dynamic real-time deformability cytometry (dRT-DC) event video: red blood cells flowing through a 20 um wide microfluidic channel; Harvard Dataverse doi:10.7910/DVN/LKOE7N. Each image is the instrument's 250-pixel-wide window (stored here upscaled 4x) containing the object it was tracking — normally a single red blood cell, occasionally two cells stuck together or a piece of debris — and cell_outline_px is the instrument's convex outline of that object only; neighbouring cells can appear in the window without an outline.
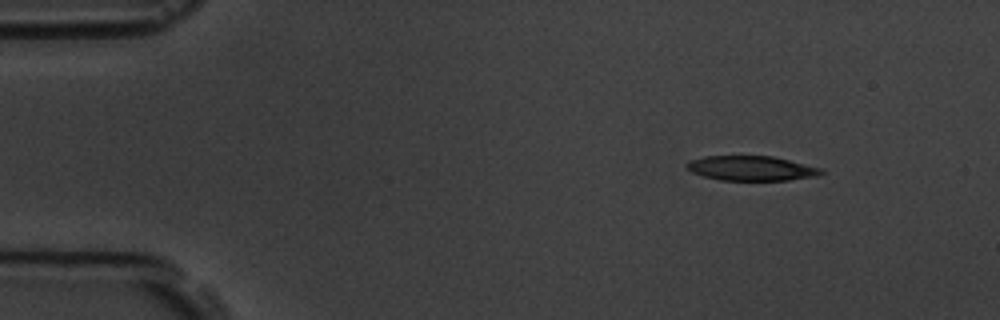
{"species": "common noctule bat (a hibernating species)", "species_latin": "Nyctalus noctula", "temperature_condition": "room temperature", "stored_images_in_passage": 5, "camera_frame_rate_fps": 3000, "um_per_image_px": 0.085, "animal": {"sex": "male", "body_mass_g": 19.5, "forearm_length_mm": 54.6}, "frame": {"image": 1, "passage_image": 1, "time_ms": 0.0, "image_size_px": [1000, 320], "cell_outline_px": [[824, 172], [820, 176], [788, 180], [720, 180], [704, 176], [692, 172], [684, 164], [692, 160], [704, 156], [772, 156], [820, 168]], "centroid_in_image_um": [63.87, 14.31], "position_along_channel_um": 21.1, "area_um2": 19.19}}
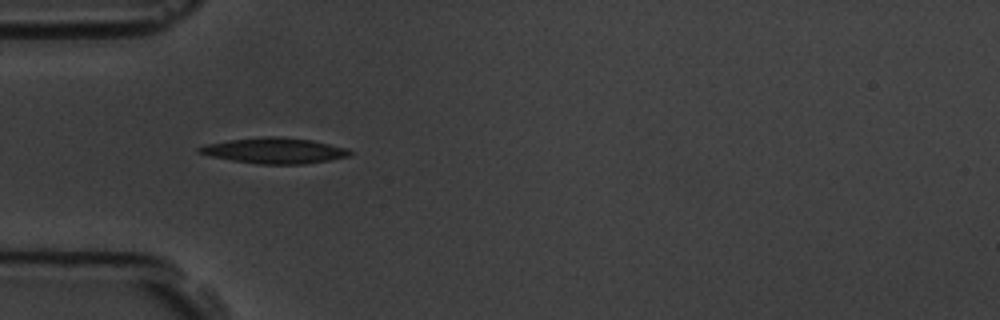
{"frame": {"image": 2, "passage_image": 4, "time_ms": 3.333, "image_size_px": [1000, 320], "cell_outline_px": [[352, 152], [348, 156], [328, 160], [304, 164], [256, 164], [232, 160], [212, 156], [196, 152], [196, 148], [204, 144], [228, 140], [268, 136], [276, 136], [312, 140], [348, 148]], "centroid_in_image_um": [23.3, 12.8], "position_along_channel_um": 61.7, "area_um2": 22.48}}
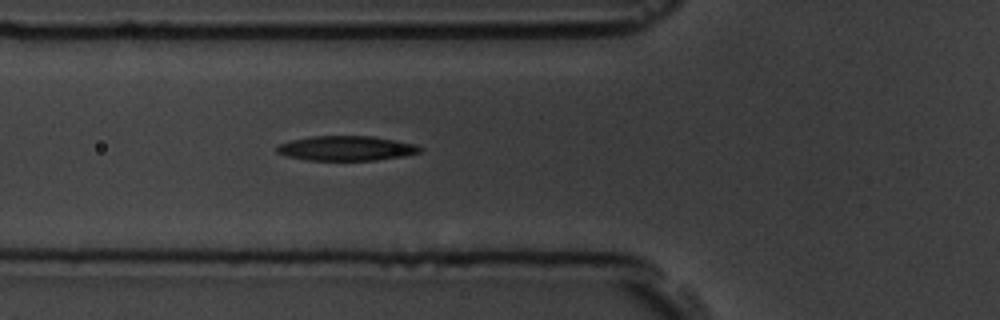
{"frame": {"image": 3, "passage_image": 5, "time_ms": 4.333, "image_size_px": [1000, 320], "cell_outline_px": [[424, 148], [420, 152], [404, 156], [376, 160], [308, 160], [288, 156], [276, 152], [276, 144], [292, 140], [312, 136], [372, 136], [396, 140], [416, 144]], "centroid_in_image_um": [29.45, 12.6], "position_along_channel_um": 96.3, "area_um2": 20.69}}